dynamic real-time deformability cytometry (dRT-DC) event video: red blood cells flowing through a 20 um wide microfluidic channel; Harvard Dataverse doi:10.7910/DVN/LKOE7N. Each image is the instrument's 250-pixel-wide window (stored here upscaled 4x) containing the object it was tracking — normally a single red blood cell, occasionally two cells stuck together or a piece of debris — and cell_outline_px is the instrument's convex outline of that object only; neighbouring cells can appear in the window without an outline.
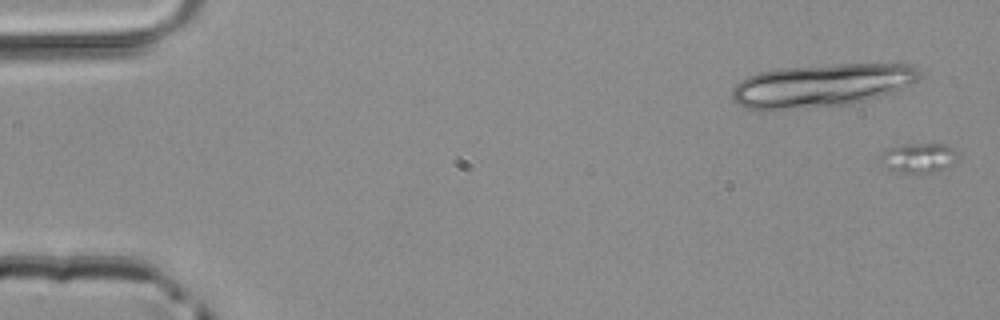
{"species": "common noctule bat (a hibernating species)", "species_latin": "Nyctalus noctula", "temperature_condition": "room temperature", "stored_images_in_passage": 16, "camera_frame_rate_fps": 3000, "um_per_image_px": 0.085, "animal": {"sex": "male", "body_mass_g": 20.4}, "frame": {"image": 1, "passage_image": 1, "time_ms": 0.0, "image_size_px": [1000, 320], "cell_outline_px": [[956, 160], [952, 164], [936, 172], [920, 176], [900, 172], [888, 168], [880, 160], [884, 152], [888, 148], [904, 144], [944, 144], [952, 148], [956, 152]], "centroid_in_image_um": [78.1, 13.46], "position_along_channel_um": 6.9, "area_um2": 13.47}}